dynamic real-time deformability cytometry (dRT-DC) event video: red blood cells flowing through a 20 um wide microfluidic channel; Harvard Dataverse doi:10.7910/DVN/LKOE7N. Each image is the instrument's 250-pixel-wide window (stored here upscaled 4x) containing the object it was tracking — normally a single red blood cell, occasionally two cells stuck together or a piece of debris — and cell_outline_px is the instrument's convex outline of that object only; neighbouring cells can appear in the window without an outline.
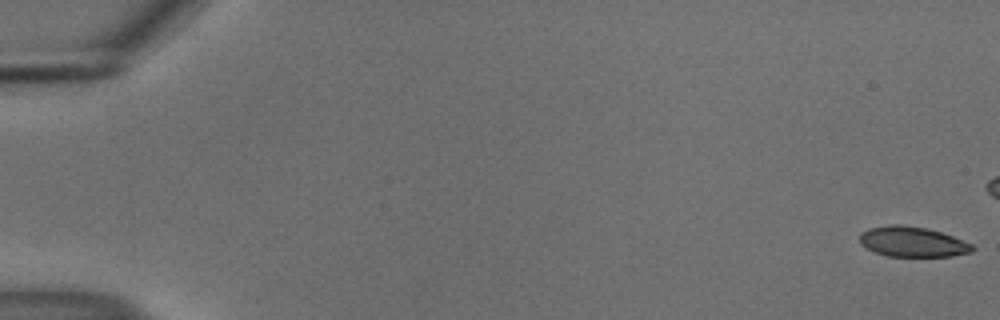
{"species": "common noctule bat (a hibernating species)", "species_latin": "Nyctalus noctula", "temperature_condition": "cold", "stored_images_in_passage": 46, "camera_frame_rate_fps": 3000, "um_per_image_px": 0.085, "animal": {"sex": "male", "body_mass_g": 18.8}, "frame": {"image": 1, "passage_image": 1, "time_ms": 0.0, "image_size_px": [1000, 320], "cell_outline_px": [[976, 248], [972, 252], [952, 256], [888, 256], [876, 252], [860, 244], [860, 232], [868, 228], [888, 224], [904, 224], [928, 228], [952, 236], [972, 244]], "centroid_in_image_um": [77.56, 20.53], "position_along_channel_um": 7.4, "area_um2": 19.94}}
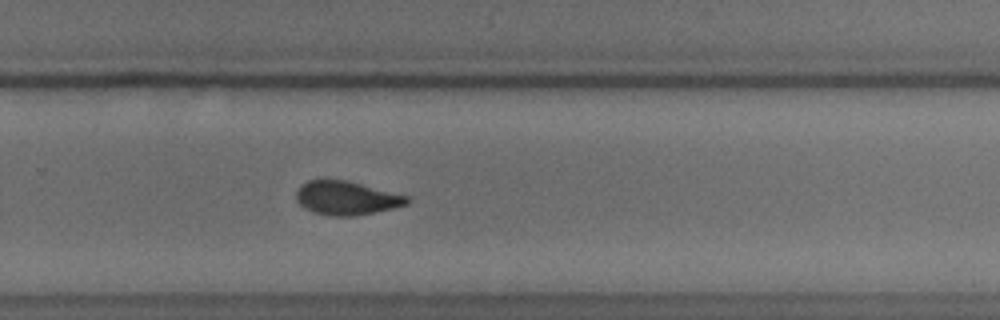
{"frame": {"image": 2, "passage_image": 38, "time_ms": 12.333, "image_size_px": [1000, 320], "cell_outline_px": [[412, 200], [408, 204], [392, 208], [352, 216], [332, 216], [312, 212], [304, 208], [296, 200], [296, 192], [300, 184], [308, 180], [348, 180], [408, 196]], "centroid_in_image_um": [29.43, 16.82], "position_along_channel_um": 300.4, "area_um2": 21.79}}
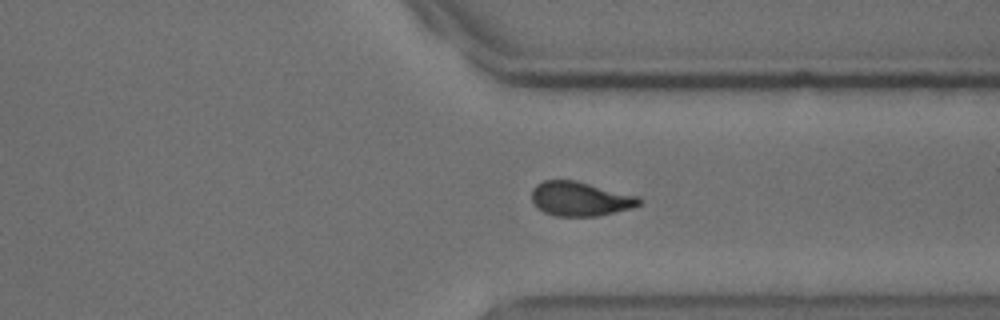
{"frame": {"image": 3, "passage_image": 43, "time_ms": 14.0, "image_size_px": [1000, 320], "cell_outline_px": [[644, 200], [640, 204], [632, 208], [616, 212], [596, 216], [556, 216], [544, 212], [536, 208], [532, 204], [532, 188], [536, 184], [544, 180], [576, 180], [640, 196]], "centroid_in_image_um": [49.32, 16.9], "position_along_channel_um": 362.1, "area_um2": 21.85}}